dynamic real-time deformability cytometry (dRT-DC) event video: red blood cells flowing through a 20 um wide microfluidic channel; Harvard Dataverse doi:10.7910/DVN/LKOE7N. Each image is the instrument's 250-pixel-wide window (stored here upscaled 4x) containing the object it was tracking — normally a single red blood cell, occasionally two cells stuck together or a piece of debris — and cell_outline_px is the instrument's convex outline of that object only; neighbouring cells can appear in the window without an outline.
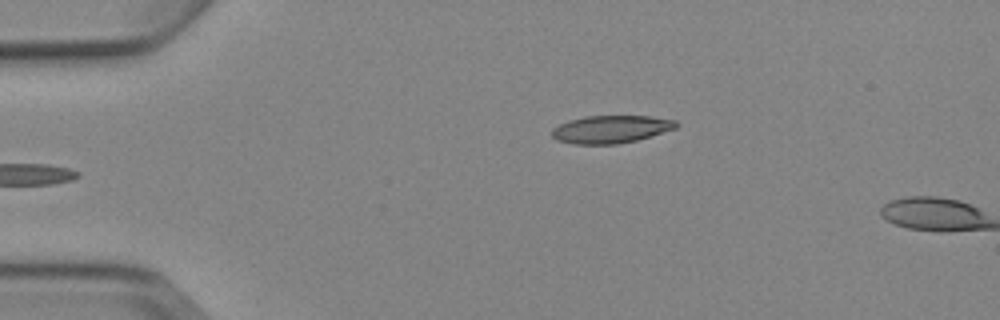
{"species": "Egyptian fruit bat (a non-hibernating species)", "species_latin": "Rousettus aegyptiacus", "temperature_condition": "cold", "stored_images_in_passage": 5, "camera_frame_rate_fps": 3000, "um_per_image_px": 0.085, "animal": {"sex": "female"}, "frame": {"image": 1, "passage_image": 5, "time_ms": 5.667, "image_size_px": [1000, 320], "cell_outline_px": [[676, 128], [636, 140], [616, 144], [572, 144], [556, 140], [552, 136], [552, 128], [568, 120], [584, 116], [652, 116], [676, 120]], "centroid_in_image_um": [51.88, 10.98], "position_along_channel_um": 33.1, "area_um2": 20.0}}